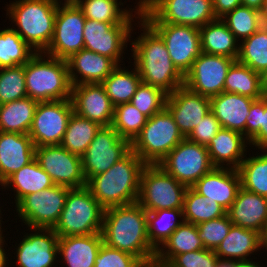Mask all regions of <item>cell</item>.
I'll list each match as a JSON object with an SVG mask.
<instances>
[{
    "mask_svg": "<svg viewBox=\"0 0 267 267\" xmlns=\"http://www.w3.org/2000/svg\"><path fill=\"white\" fill-rule=\"evenodd\" d=\"M178 217L182 221L177 220ZM183 221V209L147 212V234L151 245L158 250Z\"/></svg>",
    "mask_w": 267,
    "mask_h": 267,
    "instance_id": "39",
    "label": "cell"
},
{
    "mask_svg": "<svg viewBox=\"0 0 267 267\" xmlns=\"http://www.w3.org/2000/svg\"><path fill=\"white\" fill-rule=\"evenodd\" d=\"M224 92L259 99L265 95L262 86V75L235 61L227 72Z\"/></svg>",
    "mask_w": 267,
    "mask_h": 267,
    "instance_id": "34",
    "label": "cell"
},
{
    "mask_svg": "<svg viewBox=\"0 0 267 267\" xmlns=\"http://www.w3.org/2000/svg\"><path fill=\"white\" fill-rule=\"evenodd\" d=\"M241 41L237 61L262 75L267 70V27Z\"/></svg>",
    "mask_w": 267,
    "mask_h": 267,
    "instance_id": "41",
    "label": "cell"
},
{
    "mask_svg": "<svg viewBox=\"0 0 267 267\" xmlns=\"http://www.w3.org/2000/svg\"><path fill=\"white\" fill-rule=\"evenodd\" d=\"M260 19L262 26L267 27V0H264L260 10Z\"/></svg>",
    "mask_w": 267,
    "mask_h": 267,
    "instance_id": "55",
    "label": "cell"
},
{
    "mask_svg": "<svg viewBox=\"0 0 267 267\" xmlns=\"http://www.w3.org/2000/svg\"><path fill=\"white\" fill-rule=\"evenodd\" d=\"M260 240L261 234L257 231L232 225L214 252L221 260H247L250 254L261 249Z\"/></svg>",
    "mask_w": 267,
    "mask_h": 267,
    "instance_id": "29",
    "label": "cell"
},
{
    "mask_svg": "<svg viewBox=\"0 0 267 267\" xmlns=\"http://www.w3.org/2000/svg\"><path fill=\"white\" fill-rule=\"evenodd\" d=\"M135 15L146 23H169L197 28L217 18L212 0H140Z\"/></svg>",
    "mask_w": 267,
    "mask_h": 267,
    "instance_id": "6",
    "label": "cell"
},
{
    "mask_svg": "<svg viewBox=\"0 0 267 267\" xmlns=\"http://www.w3.org/2000/svg\"><path fill=\"white\" fill-rule=\"evenodd\" d=\"M36 53L13 27L0 31V68L24 65Z\"/></svg>",
    "mask_w": 267,
    "mask_h": 267,
    "instance_id": "40",
    "label": "cell"
},
{
    "mask_svg": "<svg viewBox=\"0 0 267 267\" xmlns=\"http://www.w3.org/2000/svg\"><path fill=\"white\" fill-rule=\"evenodd\" d=\"M164 41L173 65L185 76L201 54L199 28L169 23H147Z\"/></svg>",
    "mask_w": 267,
    "mask_h": 267,
    "instance_id": "14",
    "label": "cell"
},
{
    "mask_svg": "<svg viewBox=\"0 0 267 267\" xmlns=\"http://www.w3.org/2000/svg\"><path fill=\"white\" fill-rule=\"evenodd\" d=\"M232 225L227 214L196 225L198 237L202 241L205 249L215 251L222 240L228 235Z\"/></svg>",
    "mask_w": 267,
    "mask_h": 267,
    "instance_id": "48",
    "label": "cell"
},
{
    "mask_svg": "<svg viewBox=\"0 0 267 267\" xmlns=\"http://www.w3.org/2000/svg\"><path fill=\"white\" fill-rule=\"evenodd\" d=\"M53 185L55 184L49 174L44 171L37 160L34 159L12 174L1 186L4 188L8 186L14 187L13 189L16 192L15 204L17 205L25 196L40 192Z\"/></svg>",
    "mask_w": 267,
    "mask_h": 267,
    "instance_id": "32",
    "label": "cell"
},
{
    "mask_svg": "<svg viewBox=\"0 0 267 267\" xmlns=\"http://www.w3.org/2000/svg\"><path fill=\"white\" fill-rule=\"evenodd\" d=\"M255 99L228 92L210 97V108L220 122L221 127L244 135L249 109Z\"/></svg>",
    "mask_w": 267,
    "mask_h": 267,
    "instance_id": "26",
    "label": "cell"
},
{
    "mask_svg": "<svg viewBox=\"0 0 267 267\" xmlns=\"http://www.w3.org/2000/svg\"><path fill=\"white\" fill-rule=\"evenodd\" d=\"M70 189L53 185L40 192L31 193L16 205V211L29 229H53L60 218Z\"/></svg>",
    "mask_w": 267,
    "mask_h": 267,
    "instance_id": "10",
    "label": "cell"
},
{
    "mask_svg": "<svg viewBox=\"0 0 267 267\" xmlns=\"http://www.w3.org/2000/svg\"><path fill=\"white\" fill-rule=\"evenodd\" d=\"M216 267H235V261L218 259Z\"/></svg>",
    "mask_w": 267,
    "mask_h": 267,
    "instance_id": "57",
    "label": "cell"
},
{
    "mask_svg": "<svg viewBox=\"0 0 267 267\" xmlns=\"http://www.w3.org/2000/svg\"><path fill=\"white\" fill-rule=\"evenodd\" d=\"M144 263L136 256L102 244L94 267H141Z\"/></svg>",
    "mask_w": 267,
    "mask_h": 267,
    "instance_id": "49",
    "label": "cell"
},
{
    "mask_svg": "<svg viewBox=\"0 0 267 267\" xmlns=\"http://www.w3.org/2000/svg\"><path fill=\"white\" fill-rule=\"evenodd\" d=\"M201 52L233 58L239 55L238 40L222 19H216L199 28Z\"/></svg>",
    "mask_w": 267,
    "mask_h": 267,
    "instance_id": "30",
    "label": "cell"
},
{
    "mask_svg": "<svg viewBox=\"0 0 267 267\" xmlns=\"http://www.w3.org/2000/svg\"><path fill=\"white\" fill-rule=\"evenodd\" d=\"M137 23L143 33L131 43L134 66L143 83L169 95L184 85V76L173 65L162 38L143 19Z\"/></svg>",
    "mask_w": 267,
    "mask_h": 267,
    "instance_id": "2",
    "label": "cell"
},
{
    "mask_svg": "<svg viewBox=\"0 0 267 267\" xmlns=\"http://www.w3.org/2000/svg\"><path fill=\"white\" fill-rule=\"evenodd\" d=\"M221 19L238 41L250 37L262 26L260 11L244 5L237 6Z\"/></svg>",
    "mask_w": 267,
    "mask_h": 267,
    "instance_id": "44",
    "label": "cell"
},
{
    "mask_svg": "<svg viewBox=\"0 0 267 267\" xmlns=\"http://www.w3.org/2000/svg\"><path fill=\"white\" fill-rule=\"evenodd\" d=\"M236 60L230 57L201 52L184 76V86L203 96L212 97L224 92L227 72Z\"/></svg>",
    "mask_w": 267,
    "mask_h": 267,
    "instance_id": "17",
    "label": "cell"
},
{
    "mask_svg": "<svg viewBox=\"0 0 267 267\" xmlns=\"http://www.w3.org/2000/svg\"><path fill=\"white\" fill-rule=\"evenodd\" d=\"M73 112L71 99L39 102L28 132L35 147L60 145Z\"/></svg>",
    "mask_w": 267,
    "mask_h": 267,
    "instance_id": "15",
    "label": "cell"
},
{
    "mask_svg": "<svg viewBox=\"0 0 267 267\" xmlns=\"http://www.w3.org/2000/svg\"><path fill=\"white\" fill-rule=\"evenodd\" d=\"M131 150V143L121 138L112 126L101 127L81 156L86 181L106 172Z\"/></svg>",
    "mask_w": 267,
    "mask_h": 267,
    "instance_id": "13",
    "label": "cell"
},
{
    "mask_svg": "<svg viewBox=\"0 0 267 267\" xmlns=\"http://www.w3.org/2000/svg\"><path fill=\"white\" fill-rule=\"evenodd\" d=\"M102 244L101 233L59 237L58 254L67 267H94Z\"/></svg>",
    "mask_w": 267,
    "mask_h": 267,
    "instance_id": "28",
    "label": "cell"
},
{
    "mask_svg": "<svg viewBox=\"0 0 267 267\" xmlns=\"http://www.w3.org/2000/svg\"><path fill=\"white\" fill-rule=\"evenodd\" d=\"M35 159L51 177L55 185L82 188L87 185L81 157L61 145L35 147Z\"/></svg>",
    "mask_w": 267,
    "mask_h": 267,
    "instance_id": "16",
    "label": "cell"
},
{
    "mask_svg": "<svg viewBox=\"0 0 267 267\" xmlns=\"http://www.w3.org/2000/svg\"><path fill=\"white\" fill-rule=\"evenodd\" d=\"M35 159V145L29 134L0 131V185Z\"/></svg>",
    "mask_w": 267,
    "mask_h": 267,
    "instance_id": "23",
    "label": "cell"
},
{
    "mask_svg": "<svg viewBox=\"0 0 267 267\" xmlns=\"http://www.w3.org/2000/svg\"><path fill=\"white\" fill-rule=\"evenodd\" d=\"M27 97L24 65L0 68V105Z\"/></svg>",
    "mask_w": 267,
    "mask_h": 267,
    "instance_id": "46",
    "label": "cell"
},
{
    "mask_svg": "<svg viewBox=\"0 0 267 267\" xmlns=\"http://www.w3.org/2000/svg\"><path fill=\"white\" fill-rule=\"evenodd\" d=\"M185 137L165 107L147 119L140 134L131 143V150L145 164H159Z\"/></svg>",
    "mask_w": 267,
    "mask_h": 267,
    "instance_id": "8",
    "label": "cell"
},
{
    "mask_svg": "<svg viewBox=\"0 0 267 267\" xmlns=\"http://www.w3.org/2000/svg\"><path fill=\"white\" fill-rule=\"evenodd\" d=\"M81 0H64V4L77 5Z\"/></svg>",
    "mask_w": 267,
    "mask_h": 267,
    "instance_id": "61",
    "label": "cell"
},
{
    "mask_svg": "<svg viewBox=\"0 0 267 267\" xmlns=\"http://www.w3.org/2000/svg\"><path fill=\"white\" fill-rule=\"evenodd\" d=\"M38 103L24 97L0 105V131L28 134Z\"/></svg>",
    "mask_w": 267,
    "mask_h": 267,
    "instance_id": "33",
    "label": "cell"
},
{
    "mask_svg": "<svg viewBox=\"0 0 267 267\" xmlns=\"http://www.w3.org/2000/svg\"><path fill=\"white\" fill-rule=\"evenodd\" d=\"M187 187L158 164H146L140 177L138 203L147 211L183 209Z\"/></svg>",
    "mask_w": 267,
    "mask_h": 267,
    "instance_id": "9",
    "label": "cell"
},
{
    "mask_svg": "<svg viewBox=\"0 0 267 267\" xmlns=\"http://www.w3.org/2000/svg\"><path fill=\"white\" fill-rule=\"evenodd\" d=\"M4 238H1L0 239V267H7L8 263L6 259H8V257L6 256V253H5V249L3 248V245H4V241L3 240ZM7 265V266H6Z\"/></svg>",
    "mask_w": 267,
    "mask_h": 267,
    "instance_id": "54",
    "label": "cell"
},
{
    "mask_svg": "<svg viewBox=\"0 0 267 267\" xmlns=\"http://www.w3.org/2000/svg\"><path fill=\"white\" fill-rule=\"evenodd\" d=\"M264 0H241L242 5L260 11Z\"/></svg>",
    "mask_w": 267,
    "mask_h": 267,
    "instance_id": "53",
    "label": "cell"
},
{
    "mask_svg": "<svg viewBox=\"0 0 267 267\" xmlns=\"http://www.w3.org/2000/svg\"><path fill=\"white\" fill-rule=\"evenodd\" d=\"M246 122V139L258 149H267V95L255 99Z\"/></svg>",
    "mask_w": 267,
    "mask_h": 267,
    "instance_id": "45",
    "label": "cell"
},
{
    "mask_svg": "<svg viewBox=\"0 0 267 267\" xmlns=\"http://www.w3.org/2000/svg\"><path fill=\"white\" fill-rule=\"evenodd\" d=\"M132 70H125V67L123 69L118 65L101 83L114 106L130 102L142 82L137 68Z\"/></svg>",
    "mask_w": 267,
    "mask_h": 267,
    "instance_id": "36",
    "label": "cell"
},
{
    "mask_svg": "<svg viewBox=\"0 0 267 267\" xmlns=\"http://www.w3.org/2000/svg\"><path fill=\"white\" fill-rule=\"evenodd\" d=\"M103 243L130 253L144 264L155 261L157 250L147 234V211L138 203L104 209Z\"/></svg>",
    "mask_w": 267,
    "mask_h": 267,
    "instance_id": "1",
    "label": "cell"
},
{
    "mask_svg": "<svg viewBox=\"0 0 267 267\" xmlns=\"http://www.w3.org/2000/svg\"><path fill=\"white\" fill-rule=\"evenodd\" d=\"M101 127L73 112L60 145L70 153L81 157Z\"/></svg>",
    "mask_w": 267,
    "mask_h": 267,
    "instance_id": "35",
    "label": "cell"
},
{
    "mask_svg": "<svg viewBox=\"0 0 267 267\" xmlns=\"http://www.w3.org/2000/svg\"><path fill=\"white\" fill-rule=\"evenodd\" d=\"M141 267H162L160 264L154 262L143 264Z\"/></svg>",
    "mask_w": 267,
    "mask_h": 267,
    "instance_id": "60",
    "label": "cell"
},
{
    "mask_svg": "<svg viewBox=\"0 0 267 267\" xmlns=\"http://www.w3.org/2000/svg\"><path fill=\"white\" fill-rule=\"evenodd\" d=\"M147 119L136 107L127 102L115 106L111 126L121 138L132 143L140 134Z\"/></svg>",
    "mask_w": 267,
    "mask_h": 267,
    "instance_id": "43",
    "label": "cell"
},
{
    "mask_svg": "<svg viewBox=\"0 0 267 267\" xmlns=\"http://www.w3.org/2000/svg\"><path fill=\"white\" fill-rule=\"evenodd\" d=\"M24 72L27 97L37 102L71 99L72 84L67 60L37 52L24 64Z\"/></svg>",
    "mask_w": 267,
    "mask_h": 267,
    "instance_id": "5",
    "label": "cell"
},
{
    "mask_svg": "<svg viewBox=\"0 0 267 267\" xmlns=\"http://www.w3.org/2000/svg\"><path fill=\"white\" fill-rule=\"evenodd\" d=\"M256 157H246L240 164L238 172L241 187L267 198V149Z\"/></svg>",
    "mask_w": 267,
    "mask_h": 267,
    "instance_id": "42",
    "label": "cell"
},
{
    "mask_svg": "<svg viewBox=\"0 0 267 267\" xmlns=\"http://www.w3.org/2000/svg\"><path fill=\"white\" fill-rule=\"evenodd\" d=\"M58 0H15L7 8L14 30L36 52H44L54 34Z\"/></svg>",
    "mask_w": 267,
    "mask_h": 267,
    "instance_id": "4",
    "label": "cell"
},
{
    "mask_svg": "<svg viewBox=\"0 0 267 267\" xmlns=\"http://www.w3.org/2000/svg\"><path fill=\"white\" fill-rule=\"evenodd\" d=\"M246 144L243 134L222 127L206 147L214 167L224 168L226 163L227 168L238 169L246 157Z\"/></svg>",
    "mask_w": 267,
    "mask_h": 267,
    "instance_id": "27",
    "label": "cell"
},
{
    "mask_svg": "<svg viewBox=\"0 0 267 267\" xmlns=\"http://www.w3.org/2000/svg\"><path fill=\"white\" fill-rule=\"evenodd\" d=\"M86 17L78 5L58 4L54 34L48 48V56L63 60L84 49L83 30Z\"/></svg>",
    "mask_w": 267,
    "mask_h": 267,
    "instance_id": "12",
    "label": "cell"
},
{
    "mask_svg": "<svg viewBox=\"0 0 267 267\" xmlns=\"http://www.w3.org/2000/svg\"><path fill=\"white\" fill-rule=\"evenodd\" d=\"M262 86L265 95H267V70L262 74Z\"/></svg>",
    "mask_w": 267,
    "mask_h": 267,
    "instance_id": "59",
    "label": "cell"
},
{
    "mask_svg": "<svg viewBox=\"0 0 267 267\" xmlns=\"http://www.w3.org/2000/svg\"><path fill=\"white\" fill-rule=\"evenodd\" d=\"M122 2L113 0H81L77 5L82 10L84 16L90 20H96L105 23L133 24L132 11L120 9Z\"/></svg>",
    "mask_w": 267,
    "mask_h": 267,
    "instance_id": "37",
    "label": "cell"
},
{
    "mask_svg": "<svg viewBox=\"0 0 267 267\" xmlns=\"http://www.w3.org/2000/svg\"><path fill=\"white\" fill-rule=\"evenodd\" d=\"M166 108L172 114L182 135L187 138L211 110L210 98L183 85L167 96Z\"/></svg>",
    "mask_w": 267,
    "mask_h": 267,
    "instance_id": "19",
    "label": "cell"
},
{
    "mask_svg": "<svg viewBox=\"0 0 267 267\" xmlns=\"http://www.w3.org/2000/svg\"><path fill=\"white\" fill-rule=\"evenodd\" d=\"M221 128L220 122L210 110L200 121L199 125L189 134L187 139L193 143L207 146Z\"/></svg>",
    "mask_w": 267,
    "mask_h": 267,
    "instance_id": "51",
    "label": "cell"
},
{
    "mask_svg": "<svg viewBox=\"0 0 267 267\" xmlns=\"http://www.w3.org/2000/svg\"><path fill=\"white\" fill-rule=\"evenodd\" d=\"M195 224L183 221L157 250L155 262L165 266L175 255L204 249ZM165 249V250H164Z\"/></svg>",
    "mask_w": 267,
    "mask_h": 267,
    "instance_id": "31",
    "label": "cell"
},
{
    "mask_svg": "<svg viewBox=\"0 0 267 267\" xmlns=\"http://www.w3.org/2000/svg\"><path fill=\"white\" fill-rule=\"evenodd\" d=\"M226 214L233 225L261 234L267 222V198L240 187Z\"/></svg>",
    "mask_w": 267,
    "mask_h": 267,
    "instance_id": "25",
    "label": "cell"
},
{
    "mask_svg": "<svg viewBox=\"0 0 267 267\" xmlns=\"http://www.w3.org/2000/svg\"><path fill=\"white\" fill-rule=\"evenodd\" d=\"M226 215V210L216 201L200 195L187 187L183 202V220L195 225Z\"/></svg>",
    "mask_w": 267,
    "mask_h": 267,
    "instance_id": "38",
    "label": "cell"
},
{
    "mask_svg": "<svg viewBox=\"0 0 267 267\" xmlns=\"http://www.w3.org/2000/svg\"><path fill=\"white\" fill-rule=\"evenodd\" d=\"M16 248L19 267H54L58 254L59 236L53 229L31 228ZM53 265V266H52Z\"/></svg>",
    "mask_w": 267,
    "mask_h": 267,
    "instance_id": "20",
    "label": "cell"
},
{
    "mask_svg": "<svg viewBox=\"0 0 267 267\" xmlns=\"http://www.w3.org/2000/svg\"><path fill=\"white\" fill-rule=\"evenodd\" d=\"M258 264L259 263H256L254 261H250V259L235 261V267H261Z\"/></svg>",
    "mask_w": 267,
    "mask_h": 267,
    "instance_id": "56",
    "label": "cell"
},
{
    "mask_svg": "<svg viewBox=\"0 0 267 267\" xmlns=\"http://www.w3.org/2000/svg\"><path fill=\"white\" fill-rule=\"evenodd\" d=\"M167 96L162 89L141 82L130 103L150 118L166 107Z\"/></svg>",
    "mask_w": 267,
    "mask_h": 267,
    "instance_id": "47",
    "label": "cell"
},
{
    "mask_svg": "<svg viewBox=\"0 0 267 267\" xmlns=\"http://www.w3.org/2000/svg\"><path fill=\"white\" fill-rule=\"evenodd\" d=\"M132 27V24L113 25L86 18L83 30L84 48L107 56L121 65L123 50L127 48L126 43L134 30Z\"/></svg>",
    "mask_w": 267,
    "mask_h": 267,
    "instance_id": "18",
    "label": "cell"
},
{
    "mask_svg": "<svg viewBox=\"0 0 267 267\" xmlns=\"http://www.w3.org/2000/svg\"><path fill=\"white\" fill-rule=\"evenodd\" d=\"M71 101L74 112L102 127L111 126L115 106L101 83L72 86Z\"/></svg>",
    "mask_w": 267,
    "mask_h": 267,
    "instance_id": "21",
    "label": "cell"
},
{
    "mask_svg": "<svg viewBox=\"0 0 267 267\" xmlns=\"http://www.w3.org/2000/svg\"><path fill=\"white\" fill-rule=\"evenodd\" d=\"M260 244H261V248L263 247L267 250V222H266L264 230L261 233Z\"/></svg>",
    "mask_w": 267,
    "mask_h": 267,
    "instance_id": "58",
    "label": "cell"
},
{
    "mask_svg": "<svg viewBox=\"0 0 267 267\" xmlns=\"http://www.w3.org/2000/svg\"><path fill=\"white\" fill-rule=\"evenodd\" d=\"M67 63L72 86L102 83L118 66L113 59L85 48L74 53Z\"/></svg>",
    "mask_w": 267,
    "mask_h": 267,
    "instance_id": "24",
    "label": "cell"
},
{
    "mask_svg": "<svg viewBox=\"0 0 267 267\" xmlns=\"http://www.w3.org/2000/svg\"><path fill=\"white\" fill-rule=\"evenodd\" d=\"M0 213H1V209H0ZM0 215H1V214H0ZM0 219H1V216H0ZM1 222H2V221L0 220V239L3 238V237H2V234H3L2 231H3V230H1V227H2Z\"/></svg>",
    "mask_w": 267,
    "mask_h": 267,
    "instance_id": "62",
    "label": "cell"
},
{
    "mask_svg": "<svg viewBox=\"0 0 267 267\" xmlns=\"http://www.w3.org/2000/svg\"><path fill=\"white\" fill-rule=\"evenodd\" d=\"M103 215L104 208L86 186L71 188L53 230L59 237L101 233Z\"/></svg>",
    "mask_w": 267,
    "mask_h": 267,
    "instance_id": "7",
    "label": "cell"
},
{
    "mask_svg": "<svg viewBox=\"0 0 267 267\" xmlns=\"http://www.w3.org/2000/svg\"><path fill=\"white\" fill-rule=\"evenodd\" d=\"M218 257L213 250L200 249L175 255L163 267H214Z\"/></svg>",
    "mask_w": 267,
    "mask_h": 267,
    "instance_id": "50",
    "label": "cell"
},
{
    "mask_svg": "<svg viewBox=\"0 0 267 267\" xmlns=\"http://www.w3.org/2000/svg\"><path fill=\"white\" fill-rule=\"evenodd\" d=\"M145 163L132 150L106 172L92 176L86 187L104 208L136 203Z\"/></svg>",
    "mask_w": 267,
    "mask_h": 267,
    "instance_id": "3",
    "label": "cell"
},
{
    "mask_svg": "<svg viewBox=\"0 0 267 267\" xmlns=\"http://www.w3.org/2000/svg\"><path fill=\"white\" fill-rule=\"evenodd\" d=\"M186 187H192L214 166L206 146L183 139L158 164Z\"/></svg>",
    "mask_w": 267,
    "mask_h": 267,
    "instance_id": "11",
    "label": "cell"
},
{
    "mask_svg": "<svg viewBox=\"0 0 267 267\" xmlns=\"http://www.w3.org/2000/svg\"><path fill=\"white\" fill-rule=\"evenodd\" d=\"M240 187L238 169L227 167H214L192 186L200 195L216 201L226 211L233 204Z\"/></svg>",
    "mask_w": 267,
    "mask_h": 267,
    "instance_id": "22",
    "label": "cell"
},
{
    "mask_svg": "<svg viewBox=\"0 0 267 267\" xmlns=\"http://www.w3.org/2000/svg\"><path fill=\"white\" fill-rule=\"evenodd\" d=\"M213 12L217 19H221L237 6L242 5L241 0H212Z\"/></svg>",
    "mask_w": 267,
    "mask_h": 267,
    "instance_id": "52",
    "label": "cell"
}]
</instances>
